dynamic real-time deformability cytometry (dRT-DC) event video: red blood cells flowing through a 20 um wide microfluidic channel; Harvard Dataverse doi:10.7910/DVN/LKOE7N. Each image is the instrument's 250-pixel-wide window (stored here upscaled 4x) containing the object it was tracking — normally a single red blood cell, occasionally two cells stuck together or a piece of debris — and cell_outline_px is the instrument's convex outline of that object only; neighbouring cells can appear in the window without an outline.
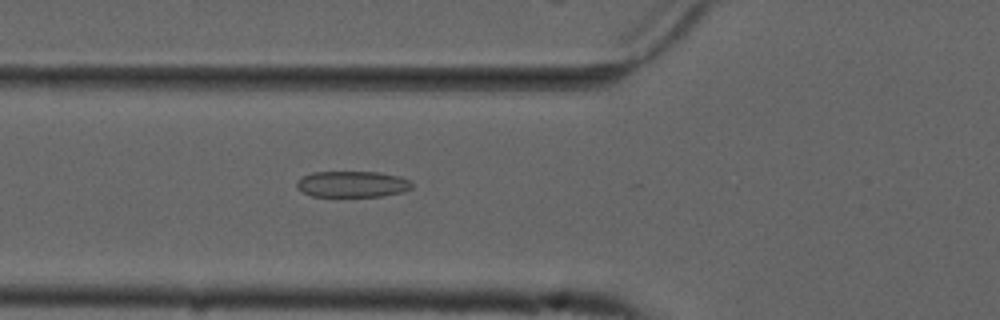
{"species": "common noctule bat (a hibernating species)", "species_latin": "Nyctalus noctula", "temperature_condition": "cold", "stored_images_in_passage": 50, "camera_frame_rate_fps": 3000, "um_per_image_px": 0.085, "animal": {"sex": "male", "forearm_length_mm": 52.5}, "frame": {"image": 1, "passage_image": 20, "time_ms": 6.333, "image_size_px": [1000, 320], "cell_outline_px": [[412, 188], [404, 192], [384, 196], [312, 196], [296, 188], [296, 180], [312, 172], [380, 172], [400, 176], [408, 180], [412, 184]], "centroid_in_image_um": [29.96, 15.65], "position_along_channel_um": 95.8, "area_um2": 17.63}}
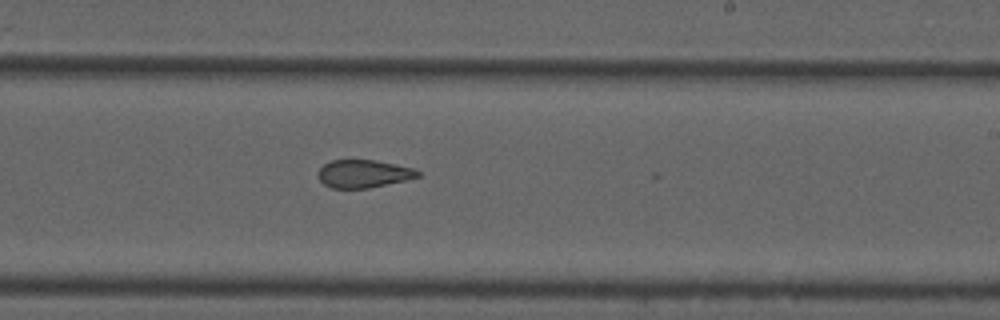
{"frame": {"image": 2, "passage_image": 33, "time_ms": 10.667, "image_size_px": [1000, 320], "cell_outline_px": [[420, 176], [404, 180], [368, 188], [332, 188], [324, 184], [320, 180], [320, 168], [324, 164], [332, 160], [376, 160], [412, 168], [420, 172]], "centroid_in_image_um": [30.9, 14.76], "position_along_channel_um": 258.1, "area_um2": 15.84}}
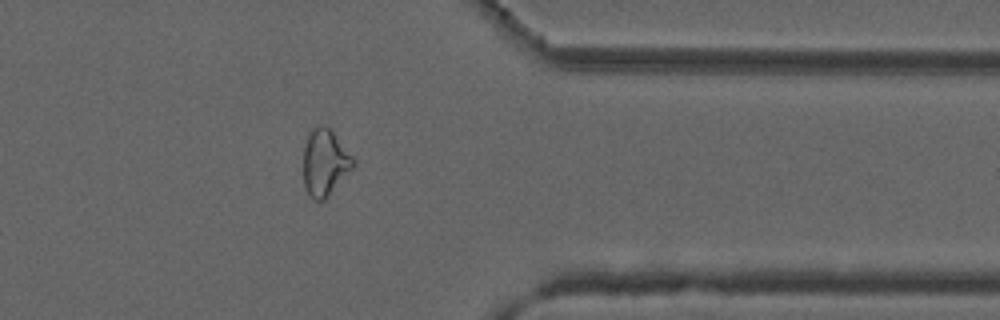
{"frame": {"image": 3, "passage_image": 44, "time_ms": 14.333, "image_size_px": [1000, 320], "cell_outline_px": [[356, 164], [328, 196], [324, 200], [316, 200], [308, 192], [304, 184], [304, 148], [308, 136], [320, 124], [324, 124], [332, 128], [356, 160]], "centroid_in_image_um": [27.66, 13.77], "position_along_channel_um": 383.7, "area_um2": 19.25}, "authors_computed_cell_mechanics": {"area_um2": 18.4671, "velocity_mm_per_s": 3.7401, "shape_relaxation_time_tau1_ms": null, "shape_relaxation_time_tau2_ms": 1.9662, "deformation_change_tau1": null, "deformation_change_tau2": 0.0864}}